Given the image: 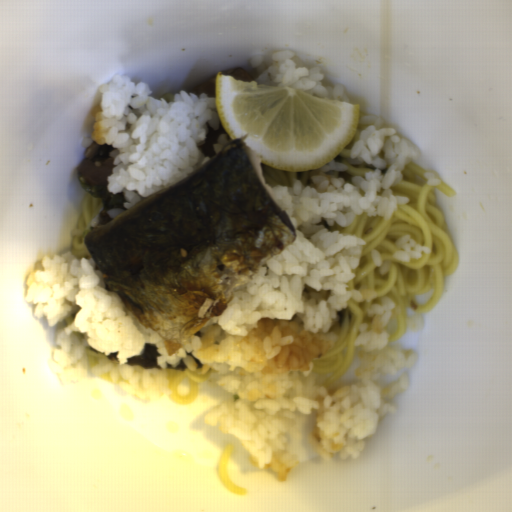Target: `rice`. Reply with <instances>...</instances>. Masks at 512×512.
Segmentation results:
<instances>
[{
    "label": "rice",
    "mask_w": 512,
    "mask_h": 512,
    "mask_svg": "<svg viewBox=\"0 0 512 512\" xmlns=\"http://www.w3.org/2000/svg\"><path fill=\"white\" fill-rule=\"evenodd\" d=\"M380 115L359 113L351 141L324 165L310 172H289L259 164L263 179L288 213L296 238L260 263L232 292L230 306L204 322L171 354L159 335L141 326L119 298L100 286L92 257L70 251L45 254L44 270L33 268L24 301L48 326L62 323L75 308L74 321L55 333L52 359L61 369L59 383L101 377L136 399L173 394L169 369L182 361L205 375L213 369L230 399L203 422L238 438L251 465L270 469L286 482L299 463L358 459L366 438L376 434L386 414H397L393 399L409 388V374L384 387L385 375L411 370L418 361L389 348L388 325L396 299L383 296L369 305L352 346H360L356 381L329 388L311 374L313 363L334 349L330 330L351 299L369 302L378 293L351 289L367 241L332 230L350 227L357 215L391 219L397 205L391 186L405 179L404 169L420 157L419 146L396 128L383 127ZM155 344L159 368L129 367L127 359ZM117 351L120 365L105 356Z\"/></svg>",
    "instance_id": "rice-1"
},
{
    "label": "rice",
    "mask_w": 512,
    "mask_h": 512,
    "mask_svg": "<svg viewBox=\"0 0 512 512\" xmlns=\"http://www.w3.org/2000/svg\"><path fill=\"white\" fill-rule=\"evenodd\" d=\"M115 73L98 87L99 102L91 109L94 118L90 137L81 147L94 142L114 150L112 173L107 190L123 193L121 208H107L110 220L136 202L169 188L211 158L200 149L208 135L222 124L217 111L216 95L193 89L179 90L170 101L149 95L152 89L143 81Z\"/></svg>",
    "instance_id": "rice-2"
},
{
    "label": "rice",
    "mask_w": 512,
    "mask_h": 512,
    "mask_svg": "<svg viewBox=\"0 0 512 512\" xmlns=\"http://www.w3.org/2000/svg\"><path fill=\"white\" fill-rule=\"evenodd\" d=\"M294 56V51L290 50L274 53L268 66L265 65L263 56H252L249 64L259 76V78H252L254 83L275 87L290 86L319 98L351 103L345 93V86L342 84L323 86V81L326 79L321 74L320 67L295 66Z\"/></svg>",
    "instance_id": "rice-3"
}]
</instances>
